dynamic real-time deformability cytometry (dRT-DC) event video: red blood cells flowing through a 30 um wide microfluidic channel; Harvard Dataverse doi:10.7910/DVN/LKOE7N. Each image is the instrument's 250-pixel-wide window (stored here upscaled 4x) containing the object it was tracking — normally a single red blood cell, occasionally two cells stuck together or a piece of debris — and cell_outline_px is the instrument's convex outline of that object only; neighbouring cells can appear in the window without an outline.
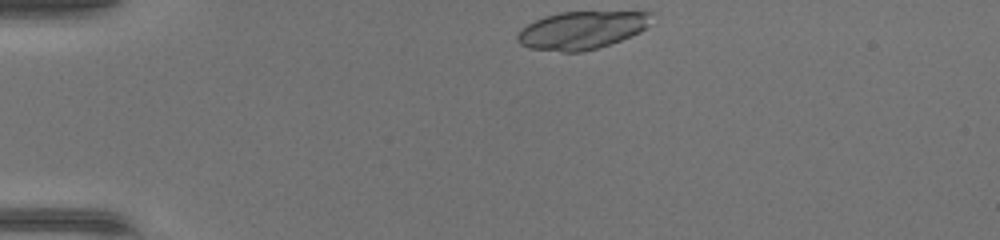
{"species": "common noctule bat (a hibernating species)", "species_latin": "Nyctalus noctula", "temperature_condition": "warm", "stored_images_in_passage": 37, "camera_frame_rate_fps": 3000, "um_per_image_px": 0.085, "animal": {"sex": "female", "body_mass_g": 17.0, "forearm_length_mm": 48.0}, "frame": {"image": 1, "passage_image": 1, "time_ms": 0.0, "image_size_px": [1000, 240], "cell_outline_px": [[652, 12], [644, 28], [640, 32], [620, 40], [596, 48], [580, 52], [560, 52], [528, 48], [520, 44], [516, 40], [516, 36], [528, 24], [544, 16], [560, 12]], "centroid_in_image_um": [49.38, 2.58], "position_along_channel_um": 35.6, "area_um2": 29.07}}
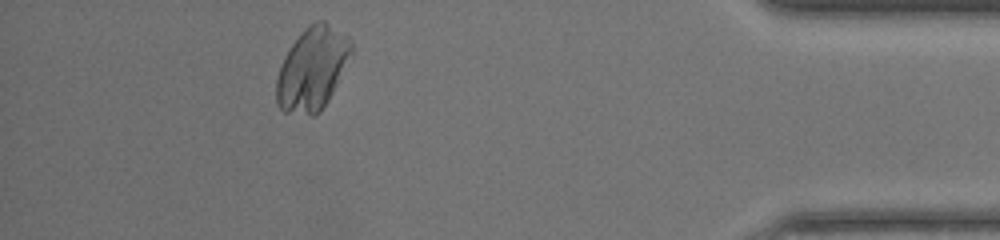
{"frame": {"image": 2, "passage_image": 33, "time_ms": 10.667, "image_size_px": [1000, 240], "cell_outline_px": [[352, 52], [328, 100], [320, 112], [312, 116], [284, 112], [276, 104], [276, 80], [284, 56], [292, 44], [304, 28], [308, 24], [316, 20], [324, 20], [348, 36], [352, 40]], "centroid_in_image_um": [26.53, 5.83], "position_along_channel_um": 408.7, "area_um2": 36.13}}